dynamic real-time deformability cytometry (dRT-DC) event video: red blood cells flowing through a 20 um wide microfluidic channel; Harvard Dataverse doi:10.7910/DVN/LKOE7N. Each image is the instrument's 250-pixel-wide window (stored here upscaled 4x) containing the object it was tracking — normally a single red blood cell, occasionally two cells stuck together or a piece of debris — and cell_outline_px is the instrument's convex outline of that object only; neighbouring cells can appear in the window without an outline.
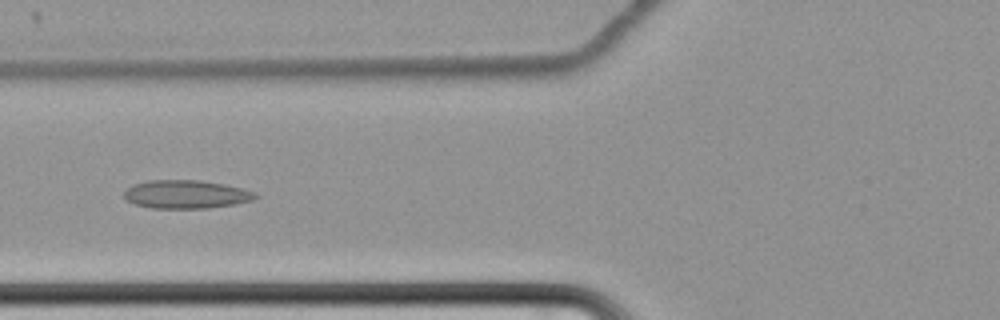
{"species": "common noctule bat (a hibernating species)", "species_latin": "Nyctalus noctula", "temperature_condition": "cold", "stored_images_in_passage": 50, "camera_frame_rate_fps": 3000, "um_per_image_px": 0.085, "animal": {"sex": "female", "body_mass_g": 22.7, "forearm_length_mm": 54.2}, "frame": {"image": 1, "passage_image": 14, "time_ms": 4.333, "image_size_px": [1000, 320], "cell_outline_px": [[260, 196], [252, 200], [232, 204], [208, 208], [152, 208], [136, 204], [128, 200], [124, 196], [124, 192], [132, 184], [148, 180], [200, 180], [224, 184], [256, 192]], "centroid_in_image_um": [15.82, 16.51], "position_along_channel_um": 110.0, "area_um2": 21.56}}
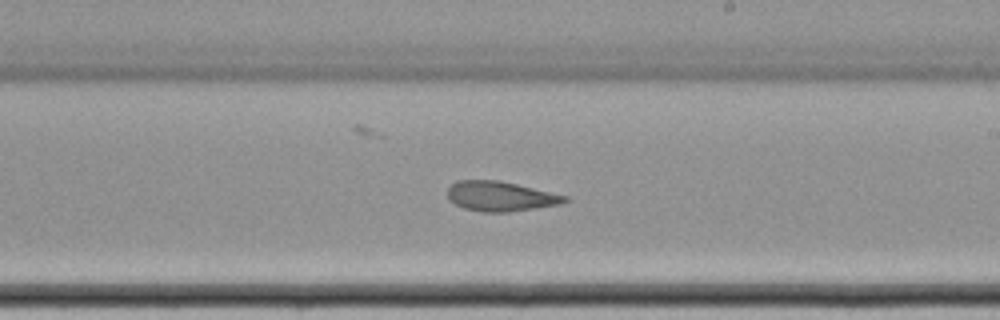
{"frame": {"image": 2, "passage_image": 26, "time_ms": 8.333, "image_size_px": [1000, 320], "cell_outline_px": [[568, 200], [560, 204], [536, 208], [508, 212], [484, 212], [464, 208], [448, 200], [448, 188], [456, 180], [496, 180], [516, 184], [568, 196]], "centroid_in_image_um": [42.52, 16.68], "position_along_channel_um": 246.5, "area_um2": 20.23}}
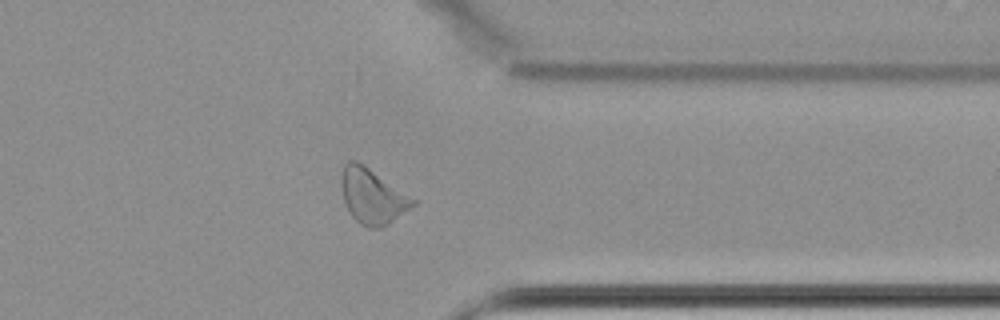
{"frame": {"image": 3, "passage_image": 38, "time_ms": 12.333, "image_size_px": [1000, 320], "cell_outline_px": [[420, 200], [416, 204], [388, 224], [380, 228], [368, 228], [360, 224], [352, 216], [344, 200], [340, 180], [340, 176], [344, 164], [348, 160], [356, 160], [364, 164]], "centroid_in_image_um": [31.69, 16.65], "position_along_channel_um": 379.7, "area_um2": 23.41}, "authors_computed_cell_mechanics": {"area_um2": 22.1374, "velocity_mm_per_s": 3.4187, "shape_relaxation_time_tau1_ms": null, "shape_relaxation_time_tau2_ms": 2.512, "deformation_change_tau1": null, "deformation_change_tau2": 0.0957}}